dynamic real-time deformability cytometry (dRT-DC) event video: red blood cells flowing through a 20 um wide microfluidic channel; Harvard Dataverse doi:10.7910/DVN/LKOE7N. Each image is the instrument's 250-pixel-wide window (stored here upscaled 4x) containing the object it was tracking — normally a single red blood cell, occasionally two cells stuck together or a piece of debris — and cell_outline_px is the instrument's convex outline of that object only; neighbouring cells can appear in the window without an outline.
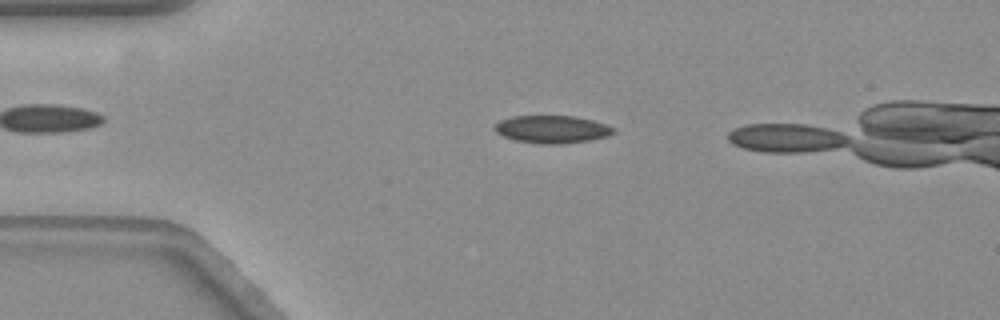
{"species": "common noctule bat (a hibernating species)", "species_latin": "Nyctalus noctula", "temperature_condition": "warm", "stored_images_in_passage": 17, "camera_frame_rate_fps": 3000, "um_per_image_px": 0.085, "animal": {"sex": "female", "body_mass_g": 19.3, "forearm_length_mm": 54.1}, "frame": {"image": 1, "passage_image": 12, "time_ms": 3.667, "image_size_px": [1000, 320], "cell_outline_px": [[616, 132], [608, 136], [588, 140], [560, 144], [536, 144], [516, 140], [504, 136], [496, 132], [492, 128], [500, 120], [512, 116], [572, 116], [592, 120], [604, 124], [612, 128]], "centroid_in_image_um": [46.88, 10.99], "position_along_channel_um": 38.1, "area_um2": 19.02}}